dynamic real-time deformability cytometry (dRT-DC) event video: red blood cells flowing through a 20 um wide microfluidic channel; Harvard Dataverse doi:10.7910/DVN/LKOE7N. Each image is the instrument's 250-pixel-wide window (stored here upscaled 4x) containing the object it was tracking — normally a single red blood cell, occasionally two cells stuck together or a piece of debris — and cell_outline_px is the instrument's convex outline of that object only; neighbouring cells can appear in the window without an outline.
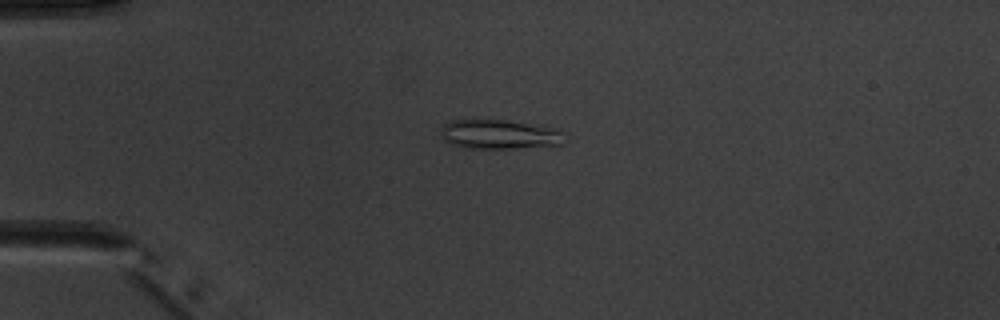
{"species": "common noctule bat (a hibernating species)", "species_latin": "Nyctalus noctula", "temperature_condition": "warm", "stored_images_in_passage": 3, "camera_frame_rate_fps": 3000, "um_per_image_px": 0.085, "animal": {"sex": "male", "body_mass_g": 20.1, "forearm_length_mm": 53.5}, "frame": {"image": 1, "passage_image": 1, "time_ms": 0.0, "image_size_px": [1000, 320], "cell_outline_px": [[564, 144], [516, 148], [464, 148], [452, 144], [444, 140], [440, 136], [440, 128], [448, 120], [508, 120], [556, 128], [564, 132]], "centroid_in_image_um": [42.43, 11.41], "position_along_channel_um": 42.6, "area_um2": 21.39}}